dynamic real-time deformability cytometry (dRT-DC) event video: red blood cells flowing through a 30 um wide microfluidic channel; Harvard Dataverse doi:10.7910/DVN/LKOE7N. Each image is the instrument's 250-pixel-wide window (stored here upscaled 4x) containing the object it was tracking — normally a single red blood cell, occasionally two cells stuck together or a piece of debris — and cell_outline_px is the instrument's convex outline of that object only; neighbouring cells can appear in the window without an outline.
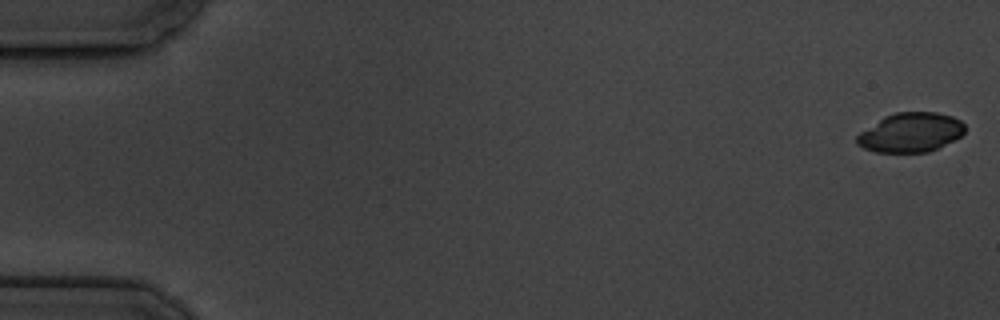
{"species": "common noctule bat (a hibernating species)", "species_latin": "Nyctalus noctula", "temperature_condition": "cold", "stored_images_in_passage": 5, "camera_frame_rate_fps": 3000, "um_per_image_px": 0.085, "animal": {"sex": "male", "body_mass_g": 19.5, "forearm_length_mm": 54.6}, "frame": {"image": 1, "passage_image": 1, "time_ms": 0.0, "image_size_px": [1000, 320], "cell_outline_px": [[964, 132], [960, 136], [928, 152], [876, 152], [864, 148], [856, 144], [856, 136], [860, 132], [884, 116], [896, 112], [936, 112], [952, 116], [960, 120], [964, 124]], "centroid_in_image_um": [77.37, 11.25], "position_along_channel_um": 7.6, "area_um2": 24.57}}
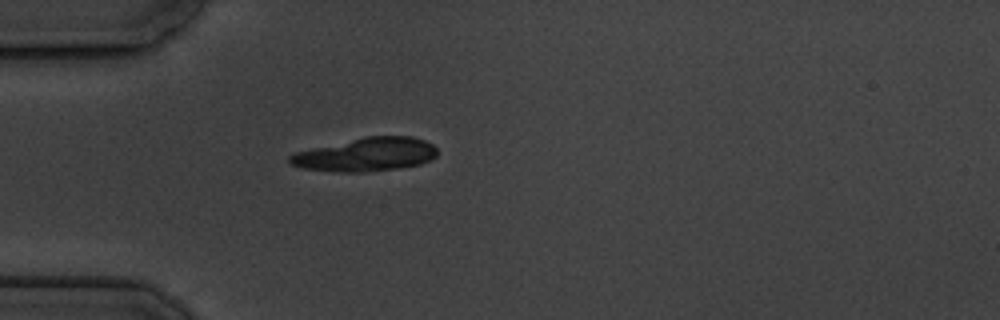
{"frame": {"image": 2, "passage_image": 5, "time_ms": 5.333, "image_size_px": [1000, 320], "cell_outline_px": [[436, 156], [432, 160], [420, 164], [396, 168], [364, 172], [336, 172], [300, 168], [288, 164], [288, 156], [296, 152], [312, 148], [364, 136], [412, 136], [424, 140], [432, 144], [436, 148]], "centroid_in_image_um": [31.07, 13.13], "position_along_channel_um": 53.9, "area_um2": 28.96}}